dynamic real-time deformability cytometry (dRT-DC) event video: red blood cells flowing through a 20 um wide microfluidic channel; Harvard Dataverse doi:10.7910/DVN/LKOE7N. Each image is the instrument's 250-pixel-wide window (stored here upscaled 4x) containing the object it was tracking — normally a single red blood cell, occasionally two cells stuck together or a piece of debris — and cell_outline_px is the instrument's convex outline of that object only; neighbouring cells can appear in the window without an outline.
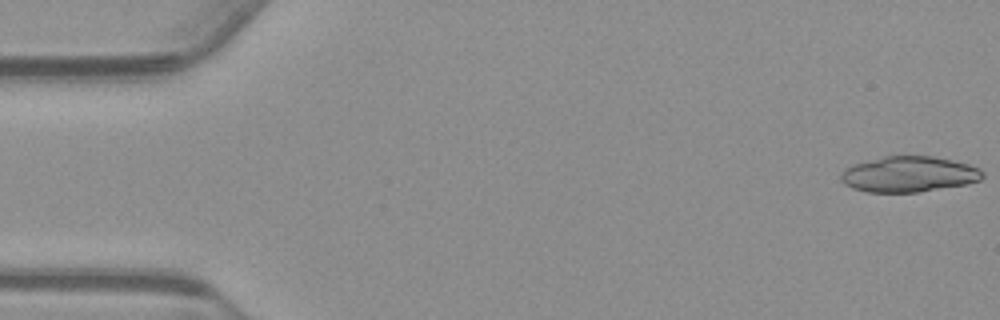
{"species": "common noctule bat (a hibernating species)", "species_latin": "Nyctalus noctula", "temperature_condition": "warm", "stored_images_in_passage": 15, "camera_frame_rate_fps": 3000, "um_per_image_px": 0.085, "animal": {"sex": "male", "body_mass_g": 23.1, "forearm_length_mm": 52.7}, "frame": {"image": 1, "passage_image": 1, "time_ms": 0.0, "image_size_px": [1000, 320], "cell_outline_px": [[984, 176], [980, 180], [968, 184], [920, 192], [868, 192], [852, 188], [844, 184], [840, 180], [840, 176], [844, 168], [852, 164], [884, 156], [932, 156], [952, 160], [968, 164], [980, 168], [984, 172]], "centroid_in_image_um": [77.25, 14.81], "position_along_channel_um": 7.7, "area_um2": 29.71}}